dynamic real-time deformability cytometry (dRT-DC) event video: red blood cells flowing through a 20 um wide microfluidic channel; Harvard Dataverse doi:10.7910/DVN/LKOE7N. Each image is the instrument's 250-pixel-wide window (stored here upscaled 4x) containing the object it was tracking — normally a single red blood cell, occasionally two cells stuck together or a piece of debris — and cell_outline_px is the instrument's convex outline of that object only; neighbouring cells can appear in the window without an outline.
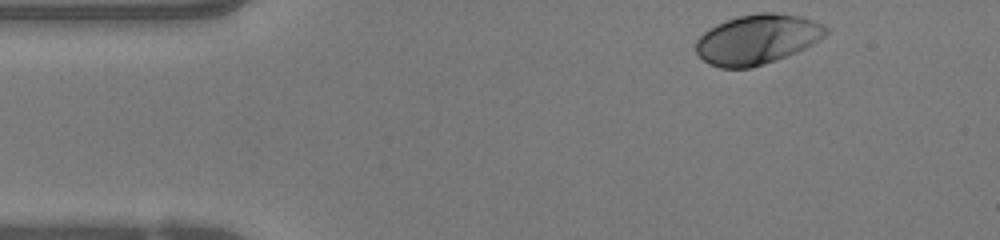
{"species": "human", "species_latin": "Homo sapiens", "temperature_condition": "warm", "stored_images_in_passage": 44, "camera_frame_rate_fps": 3000, "um_per_image_px": 0.085, "donor": {"sex": "female"}, "frame": {"image": 1, "passage_image": 1, "time_ms": 0.0, "image_size_px": [1000, 240], "cell_outline_px": [[828, 32], [824, 36], [812, 44], [796, 52], [764, 64], [748, 68], [720, 68], [708, 64], [696, 52], [696, 40], [704, 32], [716, 24], [740, 16], [760, 12], [776, 12], [800, 16], [824, 24], [828, 28]], "centroid_in_image_um": [64.36, 3.34], "position_along_channel_um": 20.6, "area_um2": 37.51}}
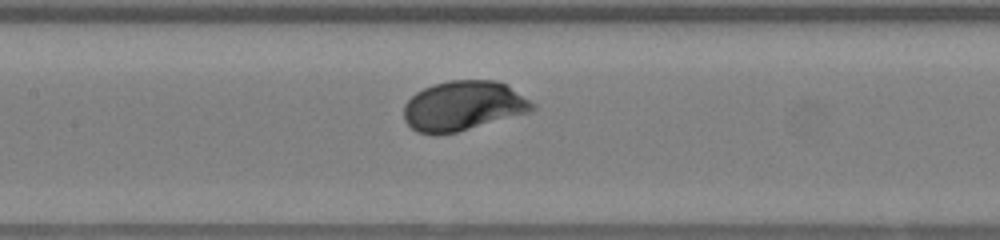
{"frame": {"image": 2, "passage_image": 17, "time_ms": 5.333, "image_size_px": [1000, 240], "cell_outline_px": [[536, 108], [528, 112], [456, 132], [436, 136], [432, 136], [416, 132], [404, 120], [404, 104], [416, 92], [432, 84], [452, 80], [496, 80], [508, 84], [536, 104]], "centroid_in_image_um": [39.36, 9.0], "position_along_channel_um": 168.0, "area_um2": 37.45}}
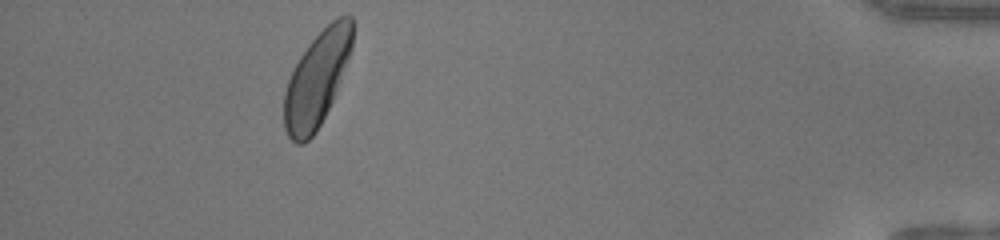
{"frame": {"image": 3, "passage_image": 39, "time_ms": 12.667, "image_size_px": [1000, 240], "cell_outline_px": [[352, 48], [348, 60], [332, 100], [316, 132], [304, 144], [296, 144], [288, 136], [284, 128], [284, 92], [288, 80], [300, 56], [308, 44], [336, 16], [352, 16]], "centroid_in_image_um": [26.91, 6.74], "position_along_channel_um": 408.3, "area_um2": 37.22}, "authors_computed_cell_mechanics": {"area_um2": 36.7319, "velocity_mm_per_s": 4.1397, "shape_relaxation_time_tau1_ms": 1.5334, "shape_relaxation_time_tau2_ms": null, "deformation_change_tau1": 0.1344, "deformation_change_tau2": null}}